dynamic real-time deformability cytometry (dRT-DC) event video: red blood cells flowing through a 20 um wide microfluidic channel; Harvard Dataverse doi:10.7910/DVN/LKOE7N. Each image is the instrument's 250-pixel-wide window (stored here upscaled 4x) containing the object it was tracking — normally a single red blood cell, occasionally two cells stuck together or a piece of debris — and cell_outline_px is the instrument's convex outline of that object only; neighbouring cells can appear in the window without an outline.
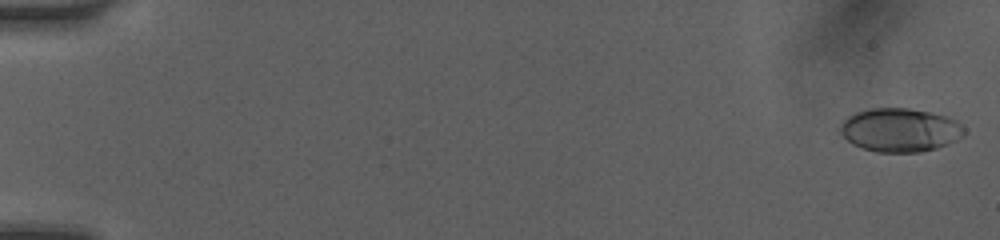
{"species": "human", "species_latin": "Homo sapiens", "temperature_condition": "room temperature", "stored_images_in_passage": 7, "camera_frame_rate_fps": 3000, "um_per_image_px": 0.085, "donor": {"sex": "female"}, "frame": {"image": 1, "passage_image": 1, "time_ms": 0.0, "image_size_px": [1000, 240], "cell_outline_px": [[964, 136], [948, 144], [936, 148], [920, 152], [876, 152], [852, 144], [836, 132], [836, 128], [848, 116], [856, 112], [868, 108], [908, 108], [948, 116], [956, 120], [964, 128]], "centroid_in_image_um": [76.45, 11.05], "position_along_channel_um": 8.6, "area_um2": 31.85}}
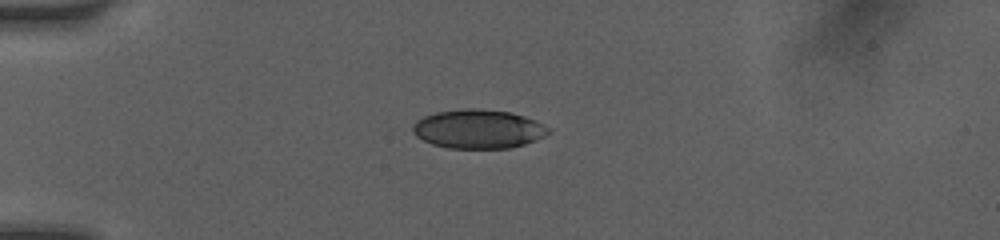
{"frame": {"image": 2, "passage_image": 5, "time_ms": 4.333, "image_size_px": [1000, 240], "cell_outline_px": [[552, 132], [536, 140], [524, 144], [508, 148], [448, 148], [432, 144], [416, 136], [412, 132], [412, 124], [416, 120], [424, 116], [436, 112], [464, 108], [476, 108], [512, 112], [536, 120], [548, 128]], "centroid_in_image_um": [40.64, 10.96], "position_along_channel_um": 44.4, "area_um2": 30.92}}
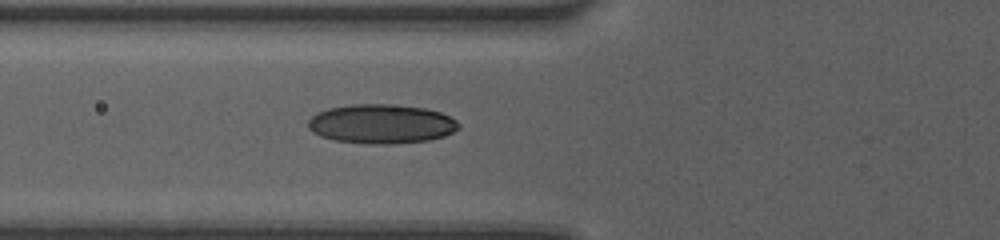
{"frame": {"image": 3, "passage_image": 7, "time_ms": 6.333, "image_size_px": [1000, 240], "cell_outline_px": [[460, 128], [444, 136], [428, 140], [392, 144], [368, 144], [336, 140], [320, 136], [312, 132], [308, 128], [308, 120], [312, 116], [328, 108], [352, 104], [388, 104], [424, 108], [440, 112], [456, 120], [460, 124]], "centroid_in_image_um": [32.41, 10.53], "position_along_channel_um": 93.4, "area_um2": 34.39}}